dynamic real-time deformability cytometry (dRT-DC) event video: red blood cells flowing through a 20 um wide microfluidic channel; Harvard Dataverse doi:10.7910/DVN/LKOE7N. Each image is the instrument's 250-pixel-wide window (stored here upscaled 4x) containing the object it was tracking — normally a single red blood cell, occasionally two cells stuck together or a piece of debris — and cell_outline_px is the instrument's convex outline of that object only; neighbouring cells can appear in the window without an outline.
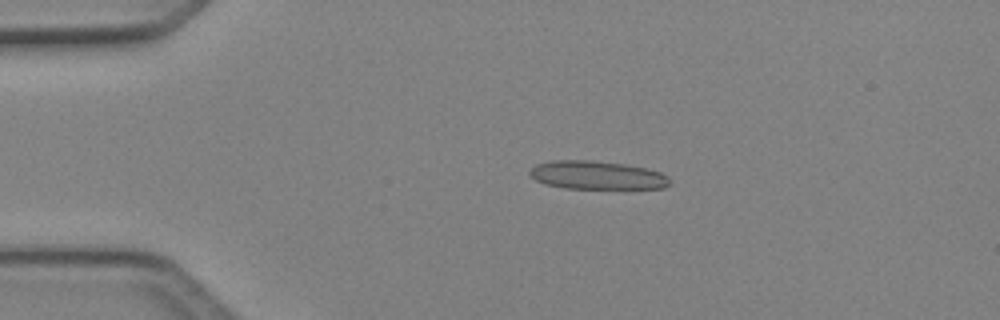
{"species": "Egyptian fruit bat (a non-hibernating species)", "species_latin": "Rousettus aegyptiacus", "temperature_condition": "cold", "stored_images_in_passage": 5, "camera_frame_rate_fps": 3000, "um_per_image_px": 0.085, "animal": {"sex": "female"}, "frame": {"image": 1, "passage_image": 4, "time_ms": 1.0, "image_size_px": [1000, 320], "cell_outline_px": [[668, 184], [664, 188], [564, 188], [544, 184], [536, 180], [528, 172], [536, 164], [552, 160], [592, 160], [624, 164], [644, 168], [660, 172], [668, 176]], "centroid_in_image_um": [50.7, 14.88], "position_along_channel_um": 34.3, "area_um2": 22.95}}